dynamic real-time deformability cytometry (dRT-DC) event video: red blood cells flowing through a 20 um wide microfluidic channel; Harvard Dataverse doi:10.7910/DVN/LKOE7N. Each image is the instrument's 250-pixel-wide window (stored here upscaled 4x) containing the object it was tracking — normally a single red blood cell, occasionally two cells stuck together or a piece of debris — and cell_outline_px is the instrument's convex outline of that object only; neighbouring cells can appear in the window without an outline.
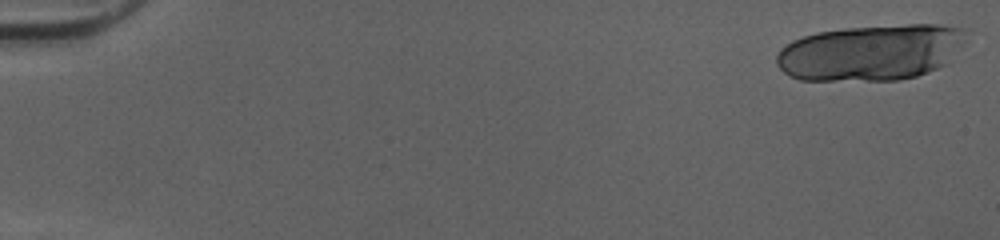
{"species": "human", "species_latin": "Homo sapiens", "temperature_condition": "cold", "stored_images_in_passage": 20, "camera_frame_rate_fps": 3000, "um_per_image_px": 0.085, "donor": {"sex": "female"}, "frame": {"image": 1, "passage_image": 1, "time_ms": 0.0, "image_size_px": [1000, 240], "cell_outline_px": [[964, 28], [944, 64], [928, 72], [916, 76], [900, 80], [800, 80], [788, 76], [776, 64], [776, 56], [780, 48], [792, 40], [816, 32], [844, 28], [908, 24], [940, 24]], "centroid_in_image_um": [73.85, 4.46], "position_along_channel_um": 11.2, "area_um2": 60.86}}